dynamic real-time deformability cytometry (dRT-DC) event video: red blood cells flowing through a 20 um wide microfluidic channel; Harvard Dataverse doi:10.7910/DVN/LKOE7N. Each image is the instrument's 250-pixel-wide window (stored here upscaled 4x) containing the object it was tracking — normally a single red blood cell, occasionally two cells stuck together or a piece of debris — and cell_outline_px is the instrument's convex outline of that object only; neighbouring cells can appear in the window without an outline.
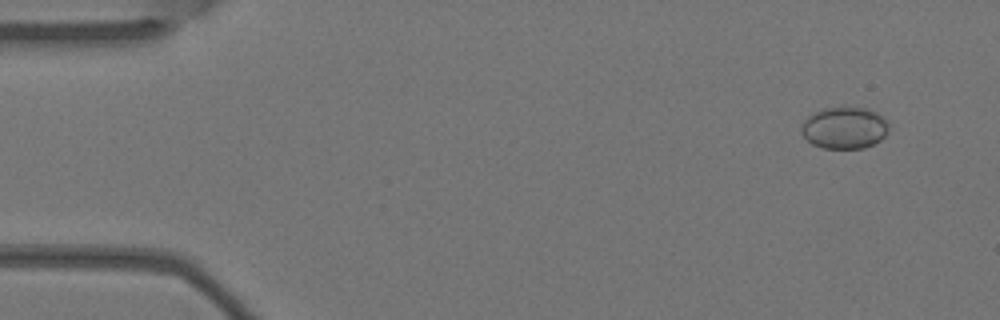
{"species": "Egyptian fruit bat (a non-hibernating species)", "species_latin": "Rousettus aegyptiacus", "temperature_condition": "warm", "stored_images_in_passage": 8, "camera_frame_rate_fps": 3000, "um_per_image_px": 0.085, "animal": {"sex": "female"}, "frame": {"image": 1, "passage_image": 1, "time_ms": 0.0, "image_size_px": [1000, 320], "cell_outline_px": [[888, 132], [880, 140], [864, 148], [824, 148], [812, 144], [800, 132], [800, 128], [804, 120], [808, 116], [824, 108], [868, 108], [884, 116], [888, 120]], "centroid_in_image_um": [71.79, 10.87], "position_along_channel_um": 13.2, "area_um2": 21.27}}
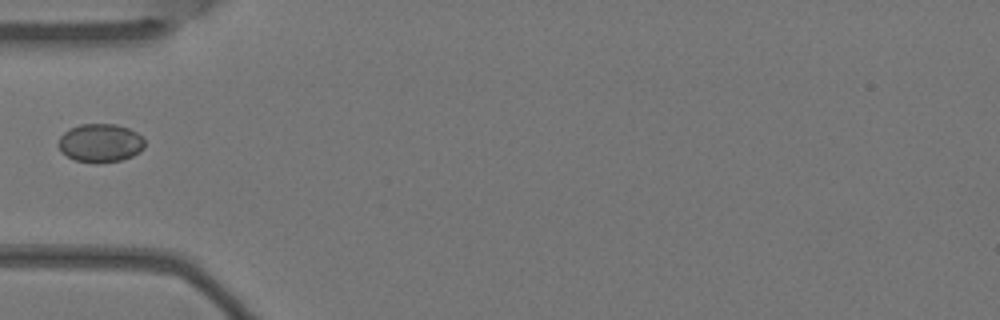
{"frame": {"image": 2, "passage_image": 5, "time_ms": 1.333, "image_size_px": [1000, 320], "cell_outline_px": [[144, 148], [140, 152], [132, 156], [120, 160], [96, 164], [76, 160], [60, 152], [56, 144], [60, 136], [64, 132], [80, 124], [116, 124], [128, 128], [136, 132], [144, 140]], "centroid_in_image_um": [8.5, 12.16], "position_along_channel_um": 76.5, "area_um2": 19.48}}
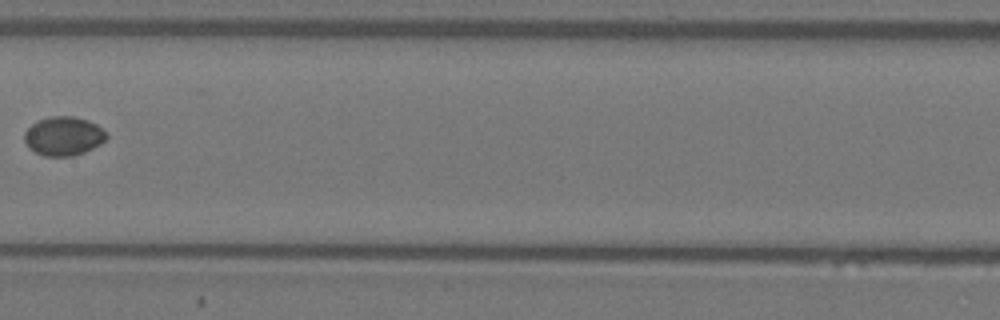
{"frame": {"image": 3, "passage_image": 8, "time_ms": 2.333, "image_size_px": [1000, 320], "cell_outline_px": [[108, 136], [100, 144], [84, 152], [72, 156], [44, 156], [28, 148], [24, 140], [24, 132], [32, 124], [40, 120], [52, 116], [72, 116], [88, 120], [96, 124], [108, 132]], "centroid_in_image_um": [5.41, 11.57], "position_along_channel_um": 202.0, "area_um2": 18.61}}